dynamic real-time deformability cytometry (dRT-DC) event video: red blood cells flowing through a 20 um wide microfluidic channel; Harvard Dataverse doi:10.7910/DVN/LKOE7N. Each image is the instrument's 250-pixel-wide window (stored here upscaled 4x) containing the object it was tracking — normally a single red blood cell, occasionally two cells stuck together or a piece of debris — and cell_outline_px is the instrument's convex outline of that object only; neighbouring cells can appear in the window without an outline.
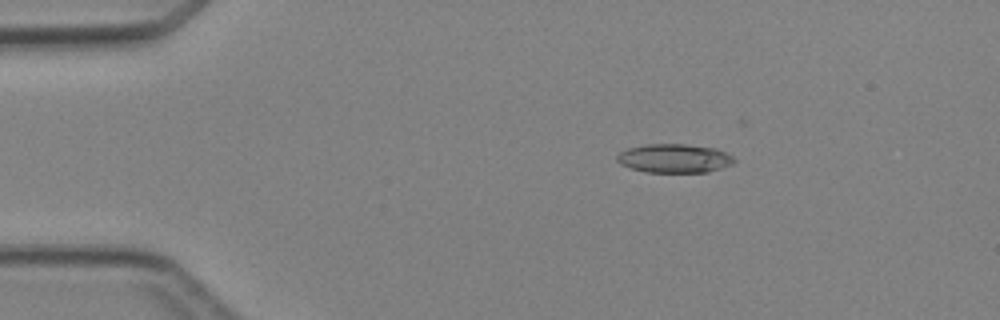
{"species": "Egyptian fruit bat (a non-hibernating species)", "species_latin": "Rousettus aegyptiacus", "temperature_condition": "cold", "stored_images_in_passage": 3, "camera_frame_rate_fps": 3000, "um_per_image_px": 0.085, "animal": {"sex": "female"}, "frame": {"image": 1, "passage_image": 1, "time_ms": 0.0, "image_size_px": [1000, 320], "cell_outline_px": [[736, 160], [732, 164], [708, 172], [644, 172], [620, 164], [616, 160], [616, 156], [620, 152], [628, 148], [648, 144], [684, 144], [716, 148], [732, 156]], "centroid_in_image_um": [57.3, 13.46], "position_along_channel_um": 27.7, "area_um2": 19.59}}
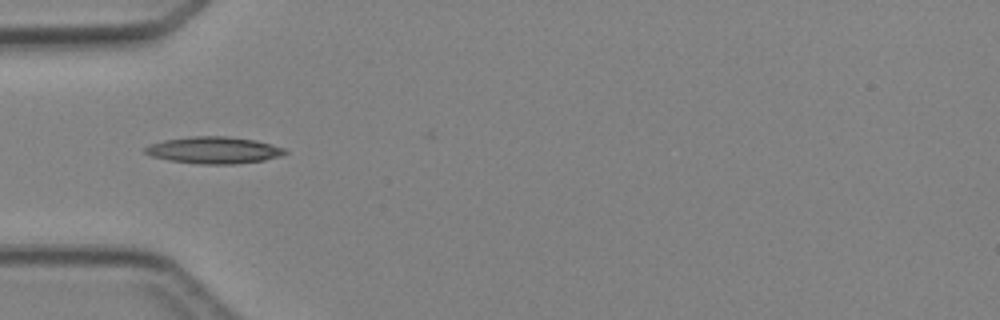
{"frame": {"image": 2, "passage_image": 3, "time_ms": 2.333, "image_size_px": [1000, 320], "cell_outline_px": [[288, 152], [280, 156], [264, 160], [232, 164], [196, 164], [168, 160], [152, 156], [144, 152], [144, 148], [148, 144], [164, 140], [192, 136], [228, 136], [256, 140], [272, 144], [284, 148]], "centroid_in_image_um": [18.16, 12.76], "position_along_channel_um": 66.8, "area_um2": 21.96}}